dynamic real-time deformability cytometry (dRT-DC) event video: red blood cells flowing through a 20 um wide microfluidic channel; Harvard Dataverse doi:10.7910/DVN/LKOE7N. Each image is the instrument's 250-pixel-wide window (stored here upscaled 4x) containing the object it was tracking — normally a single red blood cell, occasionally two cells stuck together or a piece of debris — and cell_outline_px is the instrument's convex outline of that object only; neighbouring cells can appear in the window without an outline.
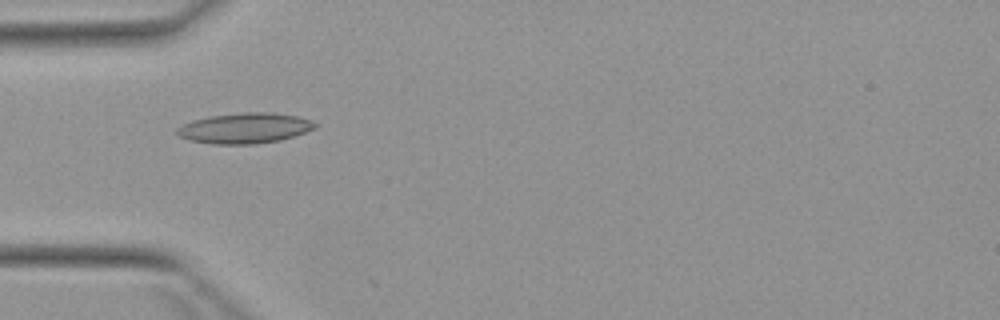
{"species": "Egyptian fruit bat (a non-hibernating species)", "species_latin": "Rousettus aegyptiacus", "temperature_condition": "warm", "stored_images_in_passage": 4, "camera_frame_rate_fps": 3000, "um_per_image_px": 0.085, "animal": {"sex": "female"}, "frame": {"image": 1, "passage_image": 4, "time_ms": 4.667, "image_size_px": [1000, 320], "cell_outline_px": [[316, 128], [280, 140], [256, 144], [212, 144], [188, 140], [180, 136], [176, 132], [176, 128], [192, 120], [208, 116], [244, 112], [272, 112], [296, 116], [312, 120], [316, 124]], "centroid_in_image_um": [20.78, 10.89], "position_along_channel_um": 64.2, "area_um2": 24.51}}